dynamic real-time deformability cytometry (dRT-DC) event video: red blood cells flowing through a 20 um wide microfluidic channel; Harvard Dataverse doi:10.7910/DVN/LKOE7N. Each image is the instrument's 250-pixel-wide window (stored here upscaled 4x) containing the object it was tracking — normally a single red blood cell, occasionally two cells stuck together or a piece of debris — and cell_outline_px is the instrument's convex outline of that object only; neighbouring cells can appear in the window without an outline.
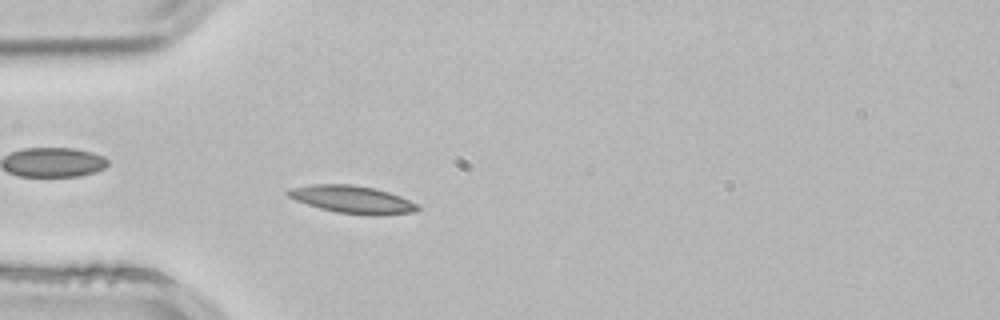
{"species": "common noctule bat (a hibernating species)", "species_latin": "Nyctalus noctula", "temperature_condition": "room temperature", "stored_images_in_passage": 2, "camera_frame_rate_fps": 3000, "um_per_image_px": 0.085, "animal": {"sex": "male", "body_mass_g": 21.5, "forearm_length_mm": 52.0}, "frame": {"image": 1, "passage_image": 2, "time_ms": 0.333, "image_size_px": [1000, 320], "cell_outline_px": [[420, 208], [416, 212], [384, 216], [368, 216], [336, 212], [320, 208], [296, 200], [288, 196], [284, 192], [288, 188], [312, 184], [352, 184], [372, 188], [388, 192], [400, 196], [420, 204]], "centroid_in_image_um": [29.99, 16.97], "position_along_channel_um": 55.0, "area_um2": 21.21}}